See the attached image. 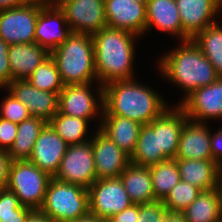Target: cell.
I'll return each mask as SVG.
<instances>
[{"instance_id": "24", "label": "cell", "mask_w": 222, "mask_h": 222, "mask_svg": "<svg viewBox=\"0 0 222 222\" xmlns=\"http://www.w3.org/2000/svg\"><path fill=\"white\" fill-rule=\"evenodd\" d=\"M133 204L158 201L155 198L149 167L130 163L119 176Z\"/></svg>"}, {"instance_id": "39", "label": "cell", "mask_w": 222, "mask_h": 222, "mask_svg": "<svg viewBox=\"0 0 222 222\" xmlns=\"http://www.w3.org/2000/svg\"><path fill=\"white\" fill-rule=\"evenodd\" d=\"M138 204H132L130 207L113 215L110 222H137Z\"/></svg>"}, {"instance_id": "13", "label": "cell", "mask_w": 222, "mask_h": 222, "mask_svg": "<svg viewBox=\"0 0 222 222\" xmlns=\"http://www.w3.org/2000/svg\"><path fill=\"white\" fill-rule=\"evenodd\" d=\"M90 86L91 83L64 85L59 93L58 112L88 121L97 115L98 108L103 110V86L99 85L98 103L91 94Z\"/></svg>"}, {"instance_id": "18", "label": "cell", "mask_w": 222, "mask_h": 222, "mask_svg": "<svg viewBox=\"0 0 222 222\" xmlns=\"http://www.w3.org/2000/svg\"><path fill=\"white\" fill-rule=\"evenodd\" d=\"M183 31L192 39L207 26L217 23L214 16L222 8V0H175Z\"/></svg>"}, {"instance_id": "48", "label": "cell", "mask_w": 222, "mask_h": 222, "mask_svg": "<svg viewBox=\"0 0 222 222\" xmlns=\"http://www.w3.org/2000/svg\"><path fill=\"white\" fill-rule=\"evenodd\" d=\"M133 1L138 3H147L148 0H133Z\"/></svg>"}, {"instance_id": "21", "label": "cell", "mask_w": 222, "mask_h": 222, "mask_svg": "<svg viewBox=\"0 0 222 222\" xmlns=\"http://www.w3.org/2000/svg\"><path fill=\"white\" fill-rule=\"evenodd\" d=\"M50 53L37 43L10 45L8 60L13 80L28 79Z\"/></svg>"}, {"instance_id": "16", "label": "cell", "mask_w": 222, "mask_h": 222, "mask_svg": "<svg viewBox=\"0 0 222 222\" xmlns=\"http://www.w3.org/2000/svg\"><path fill=\"white\" fill-rule=\"evenodd\" d=\"M107 27L136 35L146 31V4L133 0H104Z\"/></svg>"}, {"instance_id": "11", "label": "cell", "mask_w": 222, "mask_h": 222, "mask_svg": "<svg viewBox=\"0 0 222 222\" xmlns=\"http://www.w3.org/2000/svg\"><path fill=\"white\" fill-rule=\"evenodd\" d=\"M72 33L64 12L58 5L41 2V11L37 17L35 28V43L51 53L63 44Z\"/></svg>"}, {"instance_id": "23", "label": "cell", "mask_w": 222, "mask_h": 222, "mask_svg": "<svg viewBox=\"0 0 222 222\" xmlns=\"http://www.w3.org/2000/svg\"><path fill=\"white\" fill-rule=\"evenodd\" d=\"M100 130L107 135L124 153L132 156L141 124L117 115H102Z\"/></svg>"}, {"instance_id": "2", "label": "cell", "mask_w": 222, "mask_h": 222, "mask_svg": "<svg viewBox=\"0 0 222 222\" xmlns=\"http://www.w3.org/2000/svg\"><path fill=\"white\" fill-rule=\"evenodd\" d=\"M137 36L127 30L110 27L102 28L92 35L96 75L100 85L104 86L117 80L134 79L133 40Z\"/></svg>"}, {"instance_id": "45", "label": "cell", "mask_w": 222, "mask_h": 222, "mask_svg": "<svg viewBox=\"0 0 222 222\" xmlns=\"http://www.w3.org/2000/svg\"><path fill=\"white\" fill-rule=\"evenodd\" d=\"M66 222H103V219L89 212L88 214L82 217H79L77 219H71Z\"/></svg>"}, {"instance_id": "17", "label": "cell", "mask_w": 222, "mask_h": 222, "mask_svg": "<svg viewBox=\"0 0 222 222\" xmlns=\"http://www.w3.org/2000/svg\"><path fill=\"white\" fill-rule=\"evenodd\" d=\"M68 144L47 124L41 131L28 161L54 177L59 170L61 160Z\"/></svg>"}, {"instance_id": "42", "label": "cell", "mask_w": 222, "mask_h": 222, "mask_svg": "<svg viewBox=\"0 0 222 222\" xmlns=\"http://www.w3.org/2000/svg\"><path fill=\"white\" fill-rule=\"evenodd\" d=\"M25 222H55L41 210H32Z\"/></svg>"}, {"instance_id": "43", "label": "cell", "mask_w": 222, "mask_h": 222, "mask_svg": "<svg viewBox=\"0 0 222 222\" xmlns=\"http://www.w3.org/2000/svg\"><path fill=\"white\" fill-rule=\"evenodd\" d=\"M32 0H0V11L17 8L30 3Z\"/></svg>"}, {"instance_id": "28", "label": "cell", "mask_w": 222, "mask_h": 222, "mask_svg": "<svg viewBox=\"0 0 222 222\" xmlns=\"http://www.w3.org/2000/svg\"><path fill=\"white\" fill-rule=\"evenodd\" d=\"M47 124L43 119L33 116L17 124V135L8 152L11 161L29 159L38 136Z\"/></svg>"}, {"instance_id": "15", "label": "cell", "mask_w": 222, "mask_h": 222, "mask_svg": "<svg viewBox=\"0 0 222 222\" xmlns=\"http://www.w3.org/2000/svg\"><path fill=\"white\" fill-rule=\"evenodd\" d=\"M6 88L9 93L28 108L33 117L41 118L48 123L58 112L59 95L39 90L31 85L27 79L13 80Z\"/></svg>"}, {"instance_id": "36", "label": "cell", "mask_w": 222, "mask_h": 222, "mask_svg": "<svg viewBox=\"0 0 222 222\" xmlns=\"http://www.w3.org/2000/svg\"><path fill=\"white\" fill-rule=\"evenodd\" d=\"M167 211L163 201L138 204L137 222H162L163 216Z\"/></svg>"}, {"instance_id": "4", "label": "cell", "mask_w": 222, "mask_h": 222, "mask_svg": "<svg viewBox=\"0 0 222 222\" xmlns=\"http://www.w3.org/2000/svg\"><path fill=\"white\" fill-rule=\"evenodd\" d=\"M64 85L92 83L97 80L93 37L72 33L50 53Z\"/></svg>"}, {"instance_id": "38", "label": "cell", "mask_w": 222, "mask_h": 222, "mask_svg": "<svg viewBox=\"0 0 222 222\" xmlns=\"http://www.w3.org/2000/svg\"><path fill=\"white\" fill-rule=\"evenodd\" d=\"M10 45L0 37V88L6 87L12 82L8 51Z\"/></svg>"}, {"instance_id": "32", "label": "cell", "mask_w": 222, "mask_h": 222, "mask_svg": "<svg viewBox=\"0 0 222 222\" xmlns=\"http://www.w3.org/2000/svg\"><path fill=\"white\" fill-rule=\"evenodd\" d=\"M39 90L59 93L64 88L57 65L51 55L45 59L27 79Z\"/></svg>"}, {"instance_id": "8", "label": "cell", "mask_w": 222, "mask_h": 222, "mask_svg": "<svg viewBox=\"0 0 222 222\" xmlns=\"http://www.w3.org/2000/svg\"><path fill=\"white\" fill-rule=\"evenodd\" d=\"M54 178L88 189L97 180L92 141L69 145Z\"/></svg>"}, {"instance_id": "14", "label": "cell", "mask_w": 222, "mask_h": 222, "mask_svg": "<svg viewBox=\"0 0 222 222\" xmlns=\"http://www.w3.org/2000/svg\"><path fill=\"white\" fill-rule=\"evenodd\" d=\"M91 138L97 179L119 178L130 164V157L107 135L97 129Z\"/></svg>"}, {"instance_id": "31", "label": "cell", "mask_w": 222, "mask_h": 222, "mask_svg": "<svg viewBox=\"0 0 222 222\" xmlns=\"http://www.w3.org/2000/svg\"><path fill=\"white\" fill-rule=\"evenodd\" d=\"M48 124L68 144L77 145L89 141L87 134L88 120L57 112Z\"/></svg>"}, {"instance_id": "40", "label": "cell", "mask_w": 222, "mask_h": 222, "mask_svg": "<svg viewBox=\"0 0 222 222\" xmlns=\"http://www.w3.org/2000/svg\"><path fill=\"white\" fill-rule=\"evenodd\" d=\"M10 163L8 152L0 150V189L7 187Z\"/></svg>"}, {"instance_id": "47", "label": "cell", "mask_w": 222, "mask_h": 222, "mask_svg": "<svg viewBox=\"0 0 222 222\" xmlns=\"http://www.w3.org/2000/svg\"><path fill=\"white\" fill-rule=\"evenodd\" d=\"M33 1H39V2H43L46 4H51V3H57L59 0H33Z\"/></svg>"}, {"instance_id": "37", "label": "cell", "mask_w": 222, "mask_h": 222, "mask_svg": "<svg viewBox=\"0 0 222 222\" xmlns=\"http://www.w3.org/2000/svg\"><path fill=\"white\" fill-rule=\"evenodd\" d=\"M17 135V124L0 117V150L9 152Z\"/></svg>"}, {"instance_id": "10", "label": "cell", "mask_w": 222, "mask_h": 222, "mask_svg": "<svg viewBox=\"0 0 222 222\" xmlns=\"http://www.w3.org/2000/svg\"><path fill=\"white\" fill-rule=\"evenodd\" d=\"M56 4L74 33L93 35L107 27L104 0H59Z\"/></svg>"}, {"instance_id": "33", "label": "cell", "mask_w": 222, "mask_h": 222, "mask_svg": "<svg viewBox=\"0 0 222 222\" xmlns=\"http://www.w3.org/2000/svg\"><path fill=\"white\" fill-rule=\"evenodd\" d=\"M202 192L196 186L181 180L163 200L168 211L183 212Z\"/></svg>"}, {"instance_id": "44", "label": "cell", "mask_w": 222, "mask_h": 222, "mask_svg": "<svg viewBox=\"0 0 222 222\" xmlns=\"http://www.w3.org/2000/svg\"><path fill=\"white\" fill-rule=\"evenodd\" d=\"M162 222H187L182 212L167 211L162 219Z\"/></svg>"}, {"instance_id": "35", "label": "cell", "mask_w": 222, "mask_h": 222, "mask_svg": "<svg viewBox=\"0 0 222 222\" xmlns=\"http://www.w3.org/2000/svg\"><path fill=\"white\" fill-rule=\"evenodd\" d=\"M0 107V117L16 124H19L31 117L28 108L17 100L11 93H9L6 99H3Z\"/></svg>"}, {"instance_id": "26", "label": "cell", "mask_w": 222, "mask_h": 222, "mask_svg": "<svg viewBox=\"0 0 222 222\" xmlns=\"http://www.w3.org/2000/svg\"><path fill=\"white\" fill-rule=\"evenodd\" d=\"M181 180L202 191L217 187V163L212 159H176Z\"/></svg>"}, {"instance_id": "27", "label": "cell", "mask_w": 222, "mask_h": 222, "mask_svg": "<svg viewBox=\"0 0 222 222\" xmlns=\"http://www.w3.org/2000/svg\"><path fill=\"white\" fill-rule=\"evenodd\" d=\"M182 214L187 222H222V200L218 190L202 191Z\"/></svg>"}, {"instance_id": "41", "label": "cell", "mask_w": 222, "mask_h": 222, "mask_svg": "<svg viewBox=\"0 0 222 222\" xmlns=\"http://www.w3.org/2000/svg\"><path fill=\"white\" fill-rule=\"evenodd\" d=\"M211 152L212 160L216 163L222 161V129L215 134L211 133Z\"/></svg>"}, {"instance_id": "12", "label": "cell", "mask_w": 222, "mask_h": 222, "mask_svg": "<svg viewBox=\"0 0 222 222\" xmlns=\"http://www.w3.org/2000/svg\"><path fill=\"white\" fill-rule=\"evenodd\" d=\"M189 120L203 123L205 119L222 117V77L208 86L199 87L178 105Z\"/></svg>"}, {"instance_id": "19", "label": "cell", "mask_w": 222, "mask_h": 222, "mask_svg": "<svg viewBox=\"0 0 222 222\" xmlns=\"http://www.w3.org/2000/svg\"><path fill=\"white\" fill-rule=\"evenodd\" d=\"M206 124L187 120L181 129L175 159H212L211 133Z\"/></svg>"}, {"instance_id": "22", "label": "cell", "mask_w": 222, "mask_h": 222, "mask_svg": "<svg viewBox=\"0 0 222 222\" xmlns=\"http://www.w3.org/2000/svg\"><path fill=\"white\" fill-rule=\"evenodd\" d=\"M168 109L158 117L159 150L166 159H175L181 129L188 117L179 106Z\"/></svg>"}, {"instance_id": "6", "label": "cell", "mask_w": 222, "mask_h": 222, "mask_svg": "<svg viewBox=\"0 0 222 222\" xmlns=\"http://www.w3.org/2000/svg\"><path fill=\"white\" fill-rule=\"evenodd\" d=\"M51 178L28 160L11 161L6 188L15 193L22 206L40 210Z\"/></svg>"}, {"instance_id": "25", "label": "cell", "mask_w": 222, "mask_h": 222, "mask_svg": "<svg viewBox=\"0 0 222 222\" xmlns=\"http://www.w3.org/2000/svg\"><path fill=\"white\" fill-rule=\"evenodd\" d=\"M165 160L167 159L159 150L157 117L151 123L141 126L135 150L130 157V163L149 167Z\"/></svg>"}, {"instance_id": "20", "label": "cell", "mask_w": 222, "mask_h": 222, "mask_svg": "<svg viewBox=\"0 0 222 222\" xmlns=\"http://www.w3.org/2000/svg\"><path fill=\"white\" fill-rule=\"evenodd\" d=\"M151 26L178 36L183 41L191 38L183 31L175 0H148L146 4V31Z\"/></svg>"}, {"instance_id": "29", "label": "cell", "mask_w": 222, "mask_h": 222, "mask_svg": "<svg viewBox=\"0 0 222 222\" xmlns=\"http://www.w3.org/2000/svg\"><path fill=\"white\" fill-rule=\"evenodd\" d=\"M192 41L213 65L217 75L222 77V27L219 23L207 26L198 32Z\"/></svg>"}, {"instance_id": "5", "label": "cell", "mask_w": 222, "mask_h": 222, "mask_svg": "<svg viewBox=\"0 0 222 222\" xmlns=\"http://www.w3.org/2000/svg\"><path fill=\"white\" fill-rule=\"evenodd\" d=\"M40 210L55 222L82 217L89 213L88 189L52 177Z\"/></svg>"}, {"instance_id": "46", "label": "cell", "mask_w": 222, "mask_h": 222, "mask_svg": "<svg viewBox=\"0 0 222 222\" xmlns=\"http://www.w3.org/2000/svg\"><path fill=\"white\" fill-rule=\"evenodd\" d=\"M219 196L222 200V161L217 163V187Z\"/></svg>"}, {"instance_id": "1", "label": "cell", "mask_w": 222, "mask_h": 222, "mask_svg": "<svg viewBox=\"0 0 222 222\" xmlns=\"http://www.w3.org/2000/svg\"><path fill=\"white\" fill-rule=\"evenodd\" d=\"M167 108L157 92L136 83L133 79L117 80L103 86L101 115H117L146 125Z\"/></svg>"}, {"instance_id": "30", "label": "cell", "mask_w": 222, "mask_h": 222, "mask_svg": "<svg viewBox=\"0 0 222 222\" xmlns=\"http://www.w3.org/2000/svg\"><path fill=\"white\" fill-rule=\"evenodd\" d=\"M155 198L163 201L171 189L181 181L176 159H167L149 166Z\"/></svg>"}, {"instance_id": "9", "label": "cell", "mask_w": 222, "mask_h": 222, "mask_svg": "<svg viewBox=\"0 0 222 222\" xmlns=\"http://www.w3.org/2000/svg\"><path fill=\"white\" fill-rule=\"evenodd\" d=\"M88 193L89 212L103 220H109L133 204L120 178L97 179Z\"/></svg>"}, {"instance_id": "7", "label": "cell", "mask_w": 222, "mask_h": 222, "mask_svg": "<svg viewBox=\"0 0 222 222\" xmlns=\"http://www.w3.org/2000/svg\"><path fill=\"white\" fill-rule=\"evenodd\" d=\"M41 2L0 11V37L9 45L35 43L37 17Z\"/></svg>"}, {"instance_id": "34", "label": "cell", "mask_w": 222, "mask_h": 222, "mask_svg": "<svg viewBox=\"0 0 222 222\" xmlns=\"http://www.w3.org/2000/svg\"><path fill=\"white\" fill-rule=\"evenodd\" d=\"M31 211L21 205L14 192L0 189V222H25Z\"/></svg>"}, {"instance_id": "3", "label": "cell", "mask_w": 222, "mask_h": 222, "mask_svg": "<svg viewBox=\"0 0 222 222\" xmlns=\"http://www.w3.org/2000/svg\"><path fill=\"white\" fill-rule=\"evenodd\" d=\"M182 43L181 47L164 55L159 65L163 76L186 91L187 97L199 87L212 84L219 76L192 39Z\"/></svg>"}]
</instances>
